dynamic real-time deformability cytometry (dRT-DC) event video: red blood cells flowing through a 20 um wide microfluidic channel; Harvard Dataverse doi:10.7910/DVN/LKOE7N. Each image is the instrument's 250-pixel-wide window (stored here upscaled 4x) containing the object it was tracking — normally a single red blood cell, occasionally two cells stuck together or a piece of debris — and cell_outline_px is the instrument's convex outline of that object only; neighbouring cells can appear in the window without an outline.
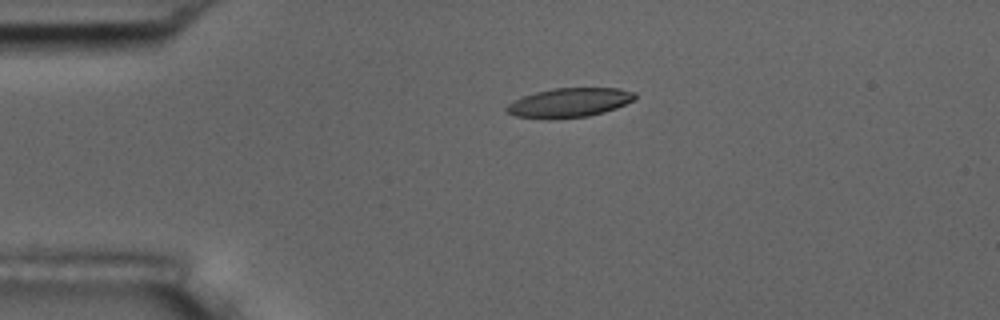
{"species": "common noctule bat (a hibernating species)", "species_latin": "Nyctalus noctula", "temperature_condition": "room temperature", "stored_images_in_passage": 5, "camera_frame_rate_fps": 3000, "um_per_image_px": 0.085, "animal": {"sex": "male", "body_mass_g": 17.5, "forearm_length_mm": 52.3}, "frame": {"image": 1, "passage_image": 1, "time_ms": 0.0, "image_size_px": [1000, 320], "cell_outline_px": [[636, 96], [632, 100], [616, 108], [604, 112], [588, 116], [548, 120], [516, 116], [504, 112], [504, 108], [512, 100], [536, 92], [556, 88], [620, 88], [636, 92]], "centroid_in_image_um": [48.34, 8.74], "position_along_channel_um": 36.7, "area_um2": 22.08}}
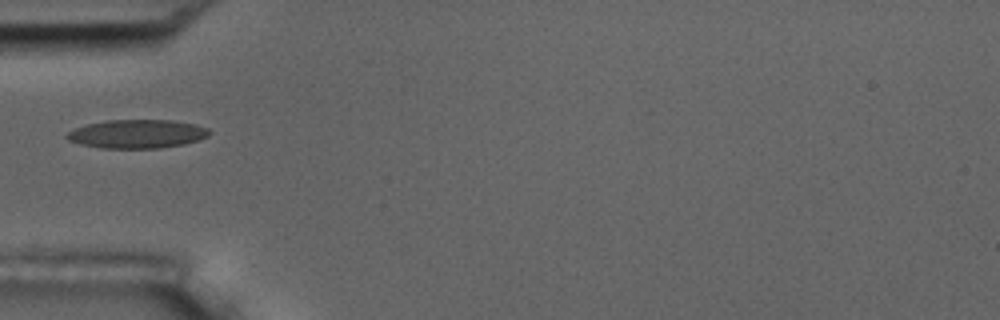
{"frame": {"image": 2, "passage_image": 2, "time_ms": 2.0, "image_size_px": [1000, 320], "cell_outline_px": [[212, 132], [208, 136], [184, 144], [160, 148], [100, 148], [80, 144], [68, 140], [64, 136], [68, 132], [76, 128], [88, 124], [108, 120], [172, 120], [196, 124], [208, 128]], "centroid_in_image_um": [11.66, 11.38], "position_along_channel_um": 73.3, "area_um2": 23.76}}
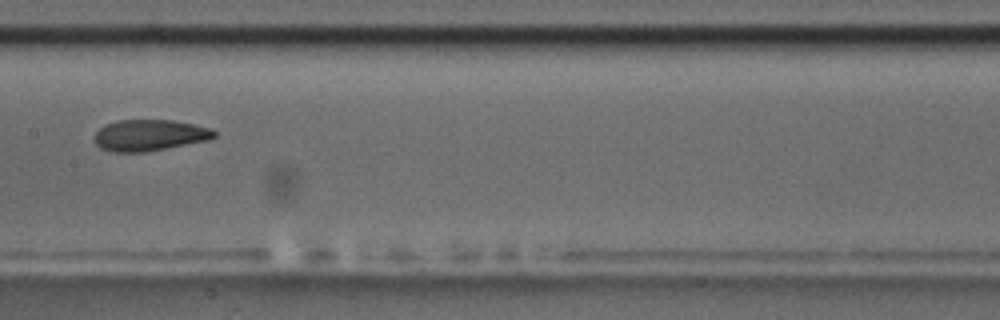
{"frame": {"image": 3, "passage_image": 5, "time_ms": 5.333, "image_size_px": [1000, 320], "cell_outline_px": [[216, 136], [208, 140], [144, 152], [112, 152], [100, 148], [96, 144], [96, 132], [104, 124], [116, 120], [172, 120], [196, 124], [212, 128], [216, 132]], "centroid_in_image_um": [12.72, 11.48], "position_along_channel_um": 194.7, "area_um2": 21.85}}